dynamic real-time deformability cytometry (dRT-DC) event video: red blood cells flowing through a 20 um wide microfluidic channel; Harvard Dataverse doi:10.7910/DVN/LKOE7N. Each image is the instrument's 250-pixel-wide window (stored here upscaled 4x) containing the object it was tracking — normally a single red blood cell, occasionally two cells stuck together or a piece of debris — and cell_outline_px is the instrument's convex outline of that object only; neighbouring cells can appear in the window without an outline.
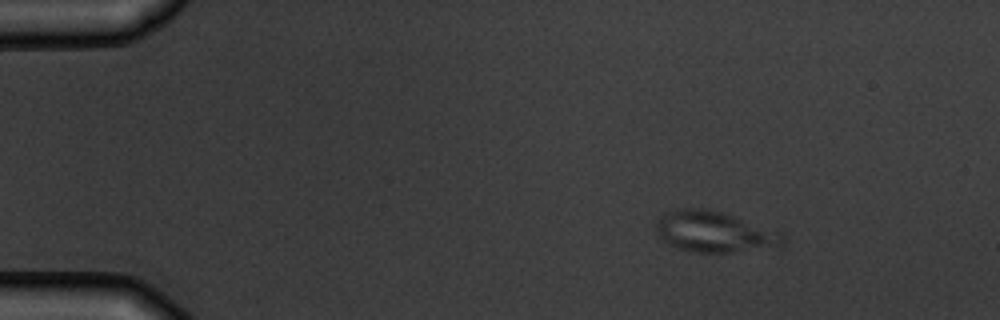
{"species": "common noctule bat (a hibernating species)", "species_latin": "Nyctalus noctula", "temperature_condition": "warm", "stored_images_in_passage": 9, "camera_frame_rate_fps": 3000, "um_per_image_px": 0.085, "animal": {"sex": "male", "body_mass_g": 19.5, "forearm_length_mm": 54.6}, "frame": {"image": 1, "passage_image": 1, "time_ms": 0.0, "image_size_px": [1000, 320], "cell_outline_px": [[788, 240], [780, 244], [732, 252], [692, 252], [676, 248], [660, 240], [656, 232], [656, 220], [664, 212], [684, 208], [704, 208], [724, 212], [784, 232], [788, 236]], "centroid_in_image_um": [60.69, 19.68], "position_along_channel_um": 24.3, "area_um2": 30.52}}
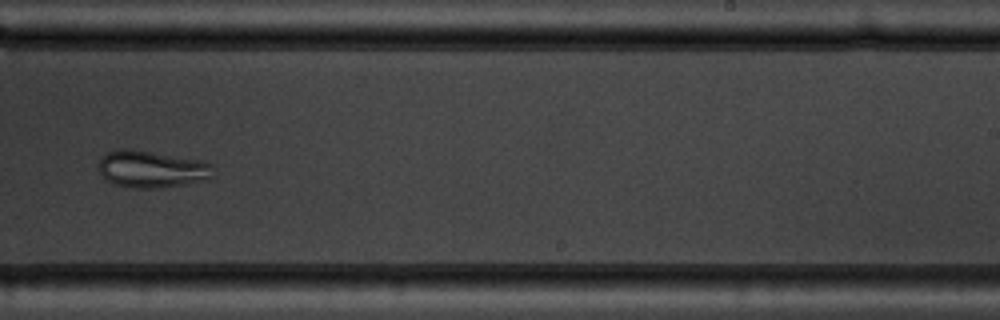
{"frame": {"image": 2, "passage_image": 9, "time_ms": 9.0, "image_size_px": [1000, 320], "cell_outline_px": [[216, 168], [212, 176], [208, 180], [188, 184], [156, 188], [132, 188], [116, 184], [108, 180], [100, 172], [100, 160], [108, 152], [124, 148], [128, 148], [204, 160], [212, 164]], "centroid_in_image_um": [13.0, 14.37], "position_along_channel_um": 276.0, "area_um2": 24.85}}